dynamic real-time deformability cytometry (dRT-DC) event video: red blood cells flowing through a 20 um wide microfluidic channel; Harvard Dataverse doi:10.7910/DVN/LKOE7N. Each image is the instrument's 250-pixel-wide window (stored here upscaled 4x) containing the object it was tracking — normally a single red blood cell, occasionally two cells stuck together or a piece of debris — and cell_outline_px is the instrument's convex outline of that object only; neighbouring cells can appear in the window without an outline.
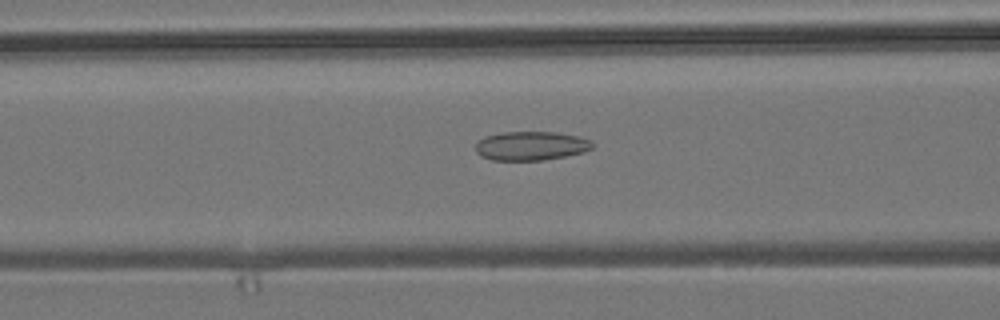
{"species": "common noctule bat (a hibernating species)", "species_latin": "Nyctalus noctula", "temperature_condition": "room temperature", "stored_images_in_passage": 23, "camera_frame_rate_fps": 3000, "um_per_image_px": 0.085, "animal": {"sex": "male", "body_mass_g": 19.2, "forearm_length_mm": 51.8}, "frame": {"image": 1, "passage_image": 11, "time_ms": 3.333, "image_size_px": [1000, 320], "cell_outline_px": [[596, 144], [592, 148], [584, 152], [544, 160], [492, 160], [480, 156], [476, 152], [476, 140], [484, 136], [500, 132], [556, 132], [580, 136], [592, 140]], "centroid_in_image_um": [45.14, 12.39], "position_along_channel_um": 121.5, "area_um2": 20.06}}
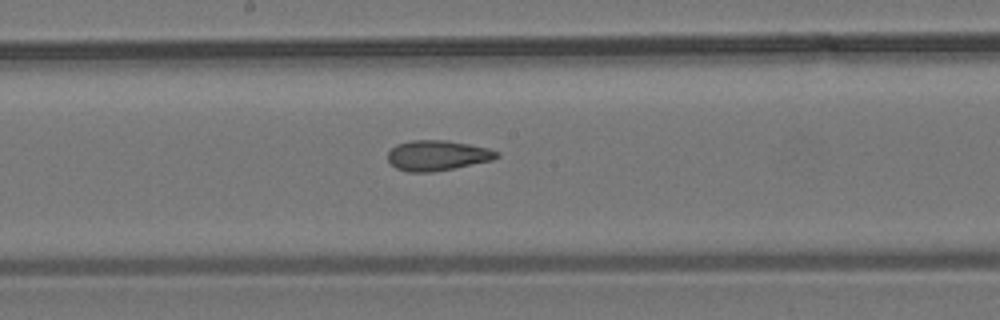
{"frame": {"image": 2, "passage_image": 18, "time_ms": 5.667, "image_size_px": [1000, 320], "cell_outline_px": [[500, 156], [492, 160], [432, 172], [408, 172], [396, 168], [388, 160], [388, 152], [396, 144], [412, 140], [444, 140], [468, 144], [488, 148], [500, 152]], "centroid_in_image_um": [37.17, 13.21], "position_along_channel_um": 211.0, "area_um2": 19.07}}
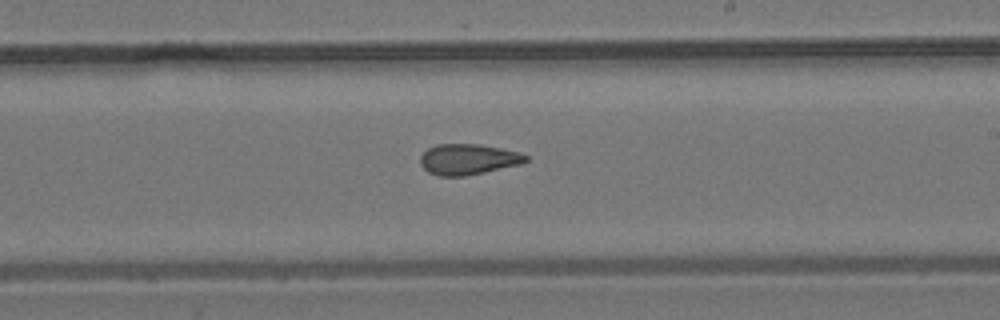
{"frame": {"image": 3, "passage_image": 21, "time_ms": 6.667, "image_size_px": [1000, 320], "cell_outline_px": [[528, 160], [524, 164], [464, 176], [440, 176], [428, 172], [420, 164], [420, 156], [428, 148], [436, 144], [480, 144], [520, 152], [528, 156]], "centroid_in_image_um": [39.81, 13.54], "position_along_channel_um": 249.2, "area_um2": 19.02}}